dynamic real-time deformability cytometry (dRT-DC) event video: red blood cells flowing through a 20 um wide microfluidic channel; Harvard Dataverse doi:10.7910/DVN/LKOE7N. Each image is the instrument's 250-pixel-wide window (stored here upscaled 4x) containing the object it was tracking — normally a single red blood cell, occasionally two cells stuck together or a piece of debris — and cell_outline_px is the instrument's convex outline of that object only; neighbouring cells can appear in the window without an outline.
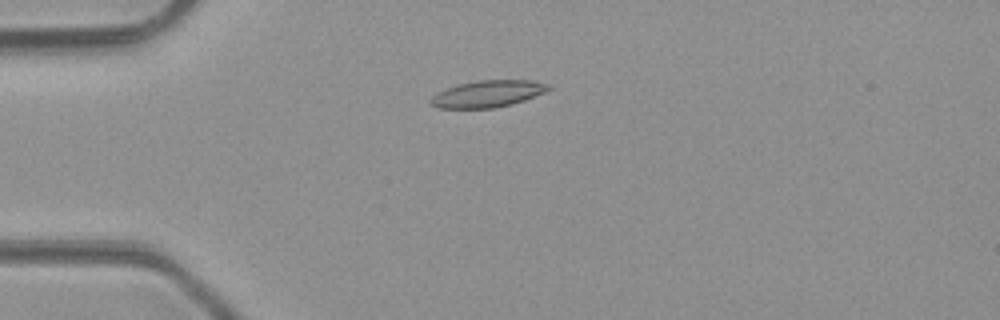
{"species": "common noctule bat (a hibernating species)", "species_latin": "Nyctalus noctula", "temperature_condition": "room temperature", "stored_images_in_passage": 36, "camera_frame_rate_fps": 3000, "um_per_image_px": 0.085, "animal": {"sex": "male", "body_mass_g": 23.1, "forearm_length_mm": 52.7}, "frame": {"image": 1, "passage_image": 2, "time_ms": 0.333, "image_size_px": [1000, 320], "cell_outline_px": [[552, 88], [544, 92], [524, 100], [512, 104], [492, 108], [436, 108], [428, 104], [428, 100], [432, 96], [448, 88], [460, 84], [476, 80], [532, 80], [548, 84]], "centroid_in_image_um": [41.43, 7.98], "position_along_channel_um": 43.6, "area_um2": 18.32}}
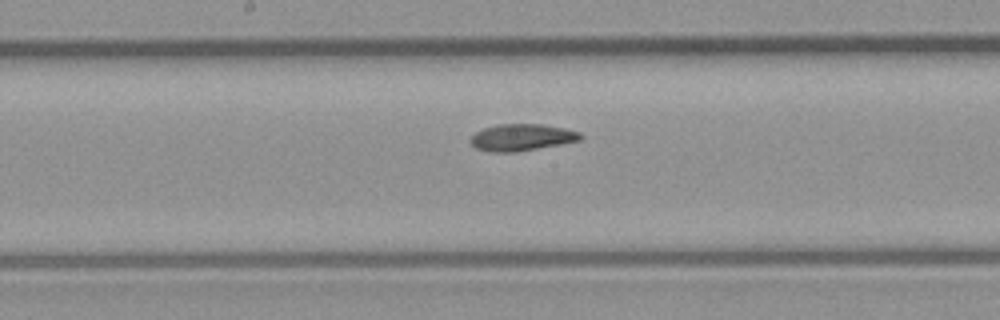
{"frame": {"image": 2, "passage_image": 15, "time_ms": 4.667, "image_size_px": [1000, 320], "cell_outline_px": [[584, 136], [580, 140], [560, 144], [516, 152], [488, 152], [476, 148], [468, 140], [476, 132], [484, 128], [496, 124], [540, 124], [564, 128], [580, 132]], "centroid_in_image_um": [44.33, 11.68], "position_along_channel_um": 203.9, "area_um2": 17.17}}
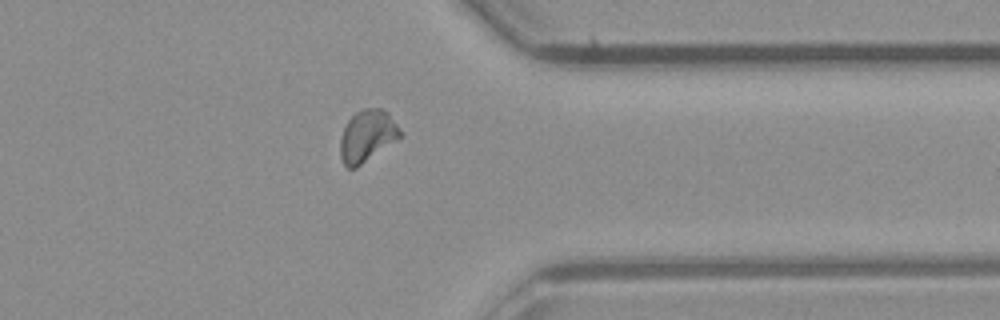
{"frame": {"image": 3, "passage_image": 28, "time_ms": 9.0, "image_size_px": [1000, 320], "cell_outline_px": [[404, 136], [356, 168], [348, 168], [344, 164], [340, 156], [340, 140], [344, 128], [348, 120], [356, 112], [364, 108], [380, 108], [388, 112], [400, 128]], "centroid_in_image_um": [31.24, 11.56], "position_along_channel_um": 380.2, "area_um2": 18.26}}